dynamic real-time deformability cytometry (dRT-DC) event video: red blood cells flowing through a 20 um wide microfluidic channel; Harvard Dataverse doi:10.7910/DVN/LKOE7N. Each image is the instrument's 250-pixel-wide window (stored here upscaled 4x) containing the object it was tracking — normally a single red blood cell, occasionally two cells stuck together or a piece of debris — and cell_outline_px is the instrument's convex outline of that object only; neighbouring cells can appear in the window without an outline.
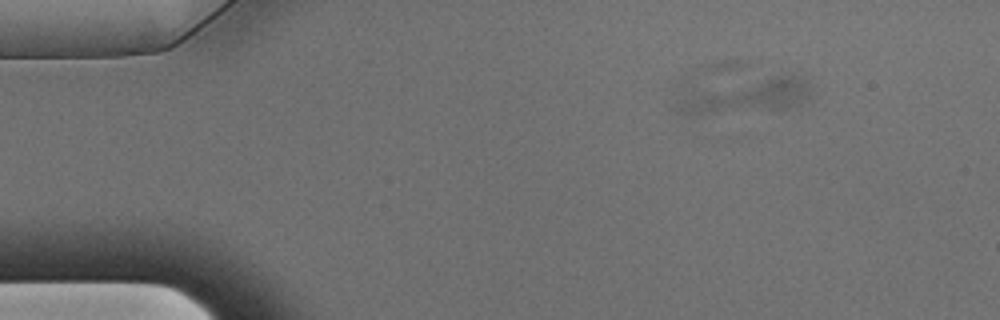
{"species": "Egyptian fruit bat (a non-hibernating species)", "species_latin": "Rousettus aegyptiacus", "temperature_condition": "warm", "stored_images_in_passage": 15, "camera_frame_rate_fps": 3000, "um_per_image_px": 0.085, "animal": {"sex": "male"}, "frame": {"image": 1, "passage_image": 7, "time_ms": 2.0, "image_size_px": [1000, 320], "cell_outline_px": [[812, 96], [804, 104], [784, 112], [700, 116], [688, 116], [676, 112], [672, 108], [676, 80], [688, 76], [800, 76], [808, 84], [812, 92]], "centroid_in_image_um": [62.81, 8.06], "position_along_channel_um": 22.2, "area_um2": 35.55}}